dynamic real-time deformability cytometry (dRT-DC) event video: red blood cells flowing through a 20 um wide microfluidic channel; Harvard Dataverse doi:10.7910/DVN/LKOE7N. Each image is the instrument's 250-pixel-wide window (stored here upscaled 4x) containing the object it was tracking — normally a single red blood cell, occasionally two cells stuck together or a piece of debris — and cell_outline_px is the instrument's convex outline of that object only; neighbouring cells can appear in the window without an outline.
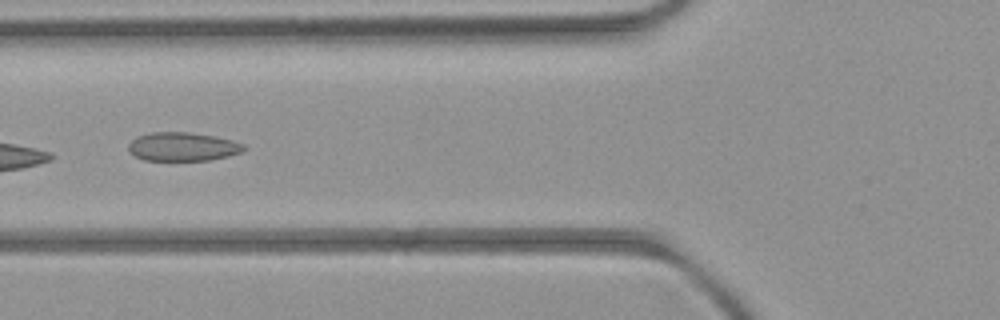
{"species": "common noctule bat (a hibernating species)", "species_latin": "Nyctalus noctula", "temperature_condition": "room temperature", "stored_images_in_passage": 6, "camera_frame_rate_fps": 3000, "um_per_image_px": 0.085, "animal": {"sex": "female", "body_mass_g": 21.9}, "frame": {"image": 1, "passage_image": 5, "time_ms": 4.667, "image_size_px": [1000, 320], "cell_outline_px": [[244, 148], [240, 152], [228, 156], [212, 160], [144, 160], [128, 152], [128, 144], [136, 136], [152, 132], [188, 132], [216, 136], [232, 140], [244, 144]], "centroid_in_image_um": [15.5, 12.46], "position_along_channel_um": 110.3, "area_um2": 19.31}}
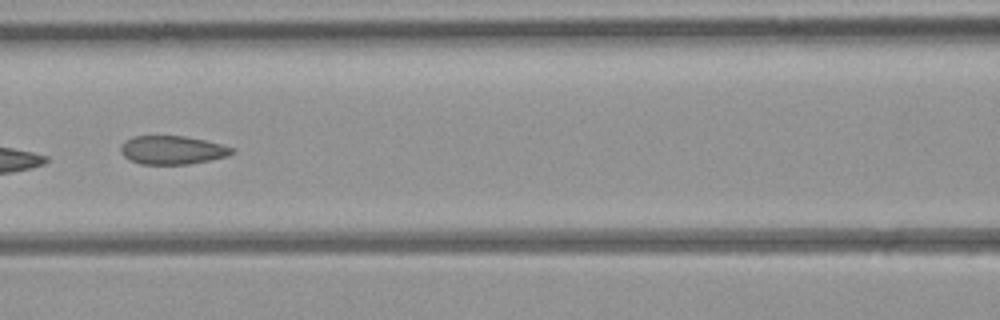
{"frame": {"image": 2, "passage_image": 6, "time_ms": 5.667, "image_size_px": [1000, 320], "cell_outline_px": [[236, 148], [228, 156], [188, 164], [140, 164], [128, 160], [120, 152], [120, 144], [124, 140], [132, 136], [184, 136], [204, 140]], "centroid_in_image_um": [14.58, 12.75], "position_along_channel_um": 152.0, "area_um2": 18.55}}